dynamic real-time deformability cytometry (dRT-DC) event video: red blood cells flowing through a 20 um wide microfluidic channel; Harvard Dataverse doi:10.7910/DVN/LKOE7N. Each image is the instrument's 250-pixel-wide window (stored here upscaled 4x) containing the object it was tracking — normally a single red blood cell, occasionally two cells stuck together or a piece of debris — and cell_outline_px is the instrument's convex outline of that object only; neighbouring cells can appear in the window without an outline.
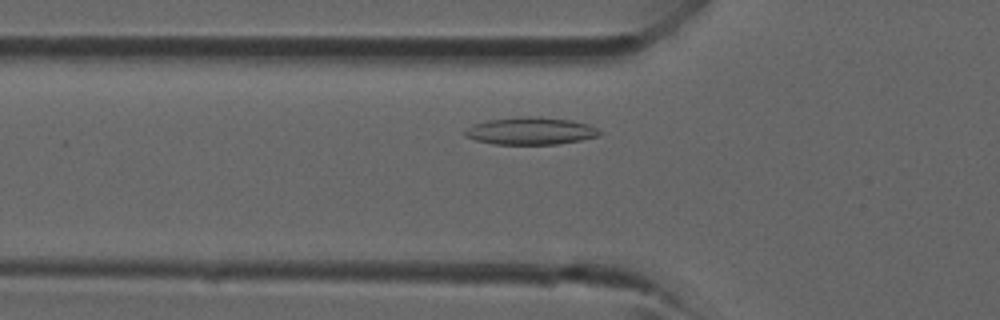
{"species": "common noctule bat (a hibernating species)", "species_latin": "Nyctalus noctula", "temperature_condition": "room temperature", "stored_images_in_passage": 36, "camera_frame_rate_fps": 3000, "um_per_image_px": 0.085, "animal": {"sex": "male", "forearm_length_mm": 52.5}, "frame": {"image": 1, "passage_image": 8, "time_ms": 2.333, "image_size_px": [1000, 320], "cell_outline_px": [[600, 136], [580, 140], [556, 144], [492, 144], [476, 140], [464, 136], [464, 132], [468, 128], [476, 124], [488, 120], [520, 116], [532, 116], [572, 120], [588, 124], [596, 128], [600, 132]], "centroid_in_image_um": [45.11, 11.13], "position_along_channel_um": 80.7, "area_um2": 21.33}}
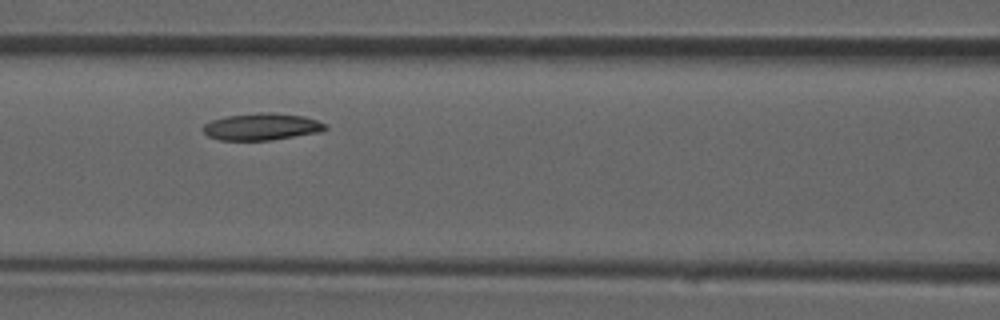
{"frame": {"image": 2, "passage_image": 12, "time_ms": 3.667, "image_size_px": [1000, 320], "cell_outline_px": [[328, 128], [320, 132], [272, 140], [220, 140], [208, 136], [200, 128], [204, 124], [212, 120], [224, 116], [260, 112], [272, 112], [304, 116], [328, 124]], "centroid_in_image_um": [22.24, 10.76], "position_along_channel_um": 144.4, "area_um2": 19.42}}
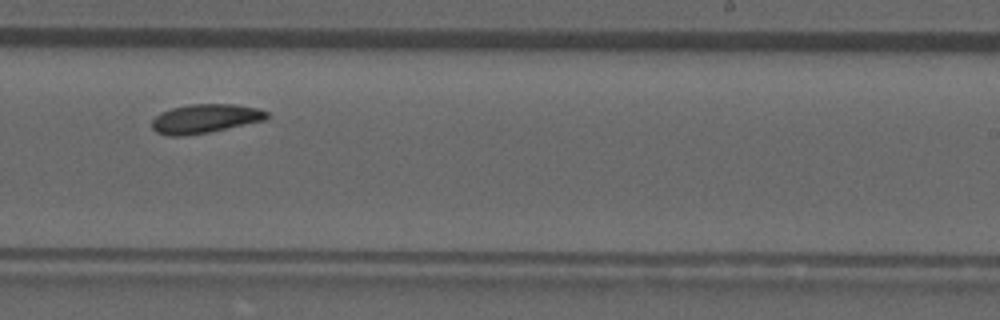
{"frame": {"image": 3, "passage_image": 20, "time_ms": 6.333, "image_size_px": [1000, 320], "cell_outline_px": [[268, 116], [264, 120], [208, 132], [180, 136], [168, 136], [156, 132], [152, 128], [152, 120], [160, 112], [172, 108], [188, 104], [236, 104], [260, 108], [268, 112]], "centroid_in_image_um": [17.42, 10.07], "position_along_channel_um": 271.6, "area_um2": 19.36}}